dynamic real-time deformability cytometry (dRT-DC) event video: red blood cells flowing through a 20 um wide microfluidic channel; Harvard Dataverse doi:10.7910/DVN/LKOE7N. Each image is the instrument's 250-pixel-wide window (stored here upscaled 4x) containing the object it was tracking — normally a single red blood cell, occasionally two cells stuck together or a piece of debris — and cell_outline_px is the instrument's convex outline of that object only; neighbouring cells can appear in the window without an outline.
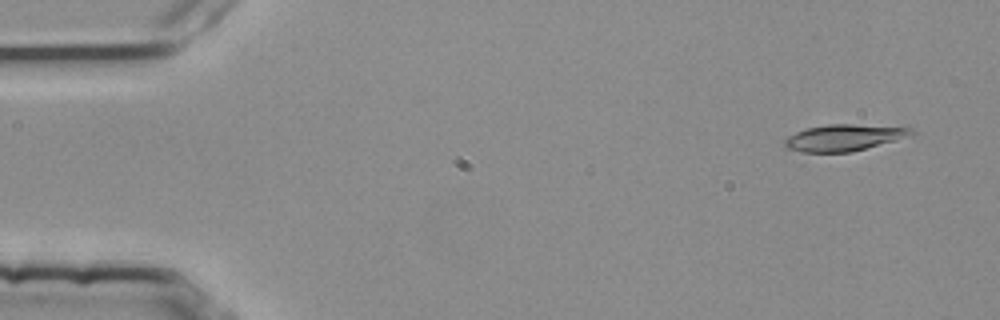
{"species": "common noctule bat (a hibernating species)", "species_latin": "Nyctalus noctula", "temperature_condition": "room temperature", "stored_images_in_passage": 4, "camera_frame_rate_fps": 3000, "um_per_image_px": 0.085, "animal": {"sex": "female", "body_mass_g": 25.1}, "frame": {"image": 1, "passage_image": 4, "time_ms": 1.0, "image_size_px": [1000, 320], "cell_outline_px": [[916, 132], [892, 140], [852, 152], [804, 152], [788, 148], [784, 144], [784, 140], [788, 136], [804, 128], [828, 124], [852, 124], [912, 128]], "centroid_in_image_um": [71.65, 11.69], "position_along_channel_um": 13.4, "area_um2": 19.07}}